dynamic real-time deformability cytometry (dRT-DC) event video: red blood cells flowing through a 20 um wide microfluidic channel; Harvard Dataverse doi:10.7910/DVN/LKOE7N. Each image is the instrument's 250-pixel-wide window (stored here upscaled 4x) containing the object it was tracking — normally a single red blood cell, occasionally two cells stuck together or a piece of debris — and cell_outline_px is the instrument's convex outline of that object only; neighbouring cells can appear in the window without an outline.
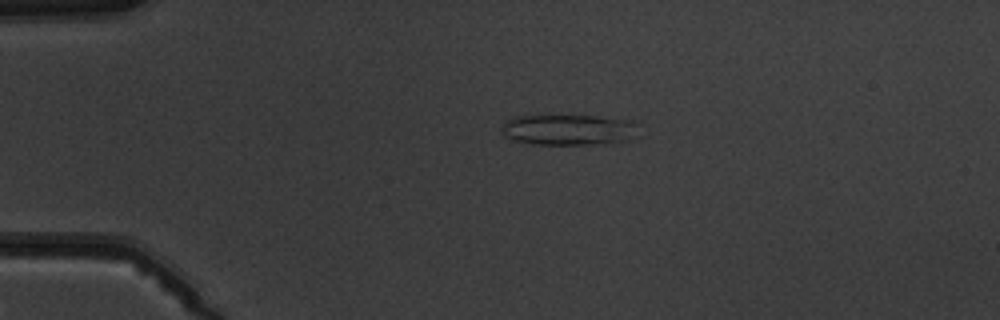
{"species": "common noctule bat (a hibernating species)", "species_latin": "Nyctalus noctula", "temperature_condition": "warm", "stored_images_in_passage": 4, "camera_frame_rate_fps": 3000, "um_per_image_px": 0.085, "animal": {"sex": "male", "body_mass_g": 19.5, "forearm_length_mm": 54.6}, "frame": {"image": 1, "passage_image": 2, "time_ms": 1.333, "image_size_px": [1000, 320], "cell_outline_px": [[640, 124], [636, 136], [628, 140], [588, 144], [532, 144], [512, 140], [504, 136], [504, 120], [512, 116], [596, 116], [632, 120]], "centroid_in_image_um": [48.36, 11.02], "position_along_channel_um": 36.6, "area_um2": 24.57}}